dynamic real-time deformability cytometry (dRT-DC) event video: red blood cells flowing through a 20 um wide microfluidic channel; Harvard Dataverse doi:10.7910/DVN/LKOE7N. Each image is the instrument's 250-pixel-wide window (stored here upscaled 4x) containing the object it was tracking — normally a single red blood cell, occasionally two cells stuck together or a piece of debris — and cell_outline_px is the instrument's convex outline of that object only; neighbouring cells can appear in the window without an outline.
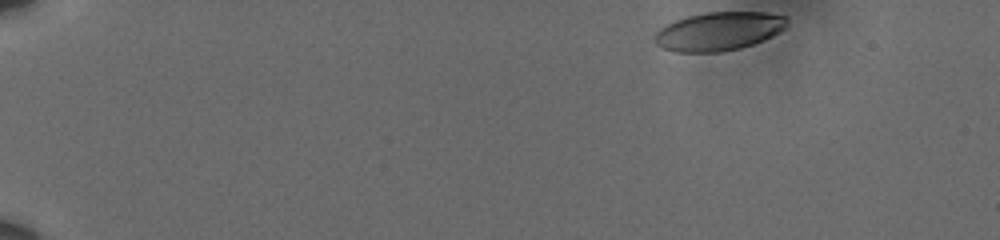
{"species": "human", "species_latin": "Homo sapiens", "temperature_condition": "cold", "stored_images_in_passage": 17, "camera_frame_rate_fps": 3000, "um_per_image_px": 0.085, "donor": {"sex": "male"}, "frame": {"image": 1, "passage_image": 1, "time_ms": 0.0, "image_size_px": [1000, 240], "cell_outline_px": [[788, 24], [780, 32], [772, 36], [752, 44], [740, 48], [720, 52], [676, 52], [664, 48], [656, 44], [656, 32], [660, 28], [676, 20], [688, 16], [708, 12], [768, 12], [788, 16]], "centroid_in_image_um": [61.15, 2.65], "position_along_channel_um": 23.9, "area_um2": 29.65}}
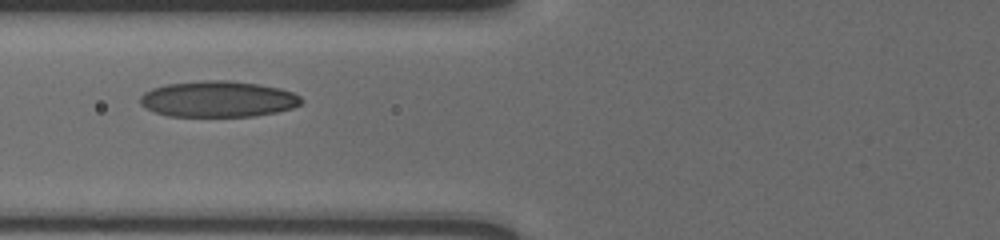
{"frame": {"image": 2, "passage_image": 12, "time_ms": 3.667, "image_size_px": [1000, 240], "cell_outline_px": [[304, 100], [300, 104], [292, 108], [276, 112], [256, 116], [168, 116], [144, 108], [140, 104], [140, 96], [144, 92], [152, 88], [168, 84], [200, 80], [228, 80], [260, 84], [280, 88], [292, 92], [300, 96]], "centroid_in_image_um": [18.53, 8.41], "position_along_channel_um": 107.3, "area_um2": 34.04}}
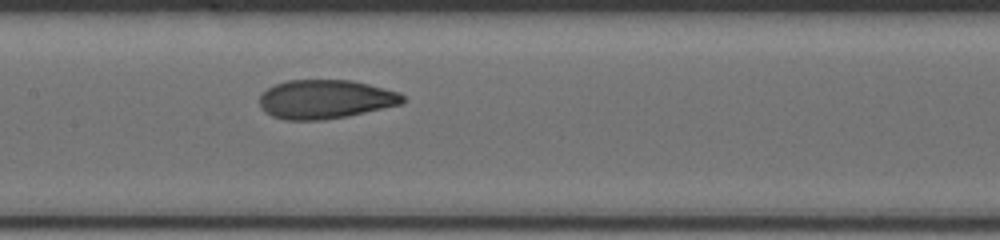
{"frame": {"image": 3, "passage_image": 17, "time_ms": 5.333, "image_size_px": [1000, 240], "cell_outline_px": [[404, 100], [400, 104], [348, 116], [324, 120], [284, 120], [272, 116], [260, 108], [260, 96], [268, 88], [276, 84], [288, 80], [352, 80], [400, 92], [404, 96]], "centroid_in_image_um": [27.64, 8.44], "position_along_channel_um": 179.8, "area_um2": 32.43}}